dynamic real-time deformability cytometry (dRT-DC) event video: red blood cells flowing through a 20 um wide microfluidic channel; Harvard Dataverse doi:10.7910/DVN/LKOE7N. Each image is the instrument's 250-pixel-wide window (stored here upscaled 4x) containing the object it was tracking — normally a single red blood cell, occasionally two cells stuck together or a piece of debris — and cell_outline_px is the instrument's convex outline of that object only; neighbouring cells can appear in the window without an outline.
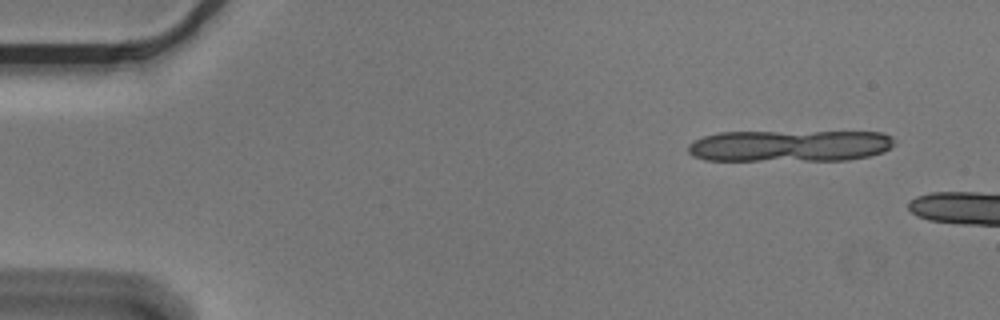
{"species": "Egyptian fruit bat (a non-hibernating species)", "species_latin": "Rousettus aegyptiacus", "temperature_condition": "cold", "stored_images_in_passage": 3, "camera_frame_rate_fps": 3000, "um_per_image_px": 0.085, "animal": {"sex": "male"}, "frame": {"image": 1, "passage_image": 1, "time_ms": 0.0, "image_size_px": [1000, 320], "cell_outline_px": [[896, 144], [884, 152], [868, 156], [848, 160], [704, 160], [692, 156], [688, 152], [688, 144], [704, 136], [720, 132], [880, 132], [892, 136], [896, 140]], "centroid_in_image_um": [67.16, 12.39], "position_along_channel_um": 17.8, "area_um2": 38.21}}